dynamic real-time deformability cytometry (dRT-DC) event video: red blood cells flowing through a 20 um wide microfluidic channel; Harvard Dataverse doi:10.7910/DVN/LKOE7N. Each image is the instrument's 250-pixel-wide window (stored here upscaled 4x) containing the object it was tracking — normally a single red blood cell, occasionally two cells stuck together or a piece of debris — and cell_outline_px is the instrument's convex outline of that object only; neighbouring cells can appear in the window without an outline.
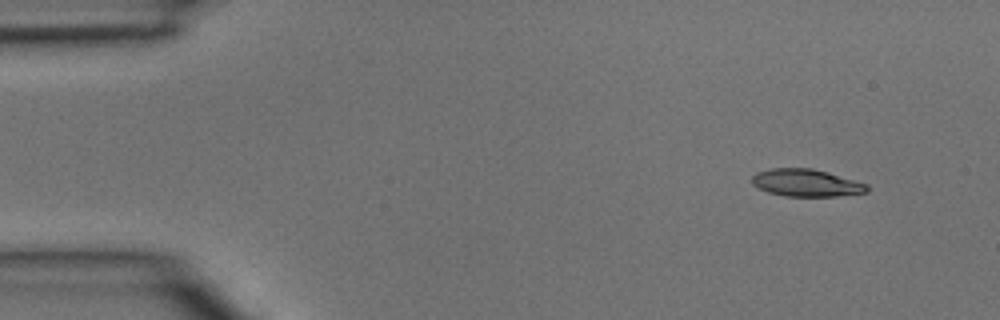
{"species": "common noctule bat (a hibernating species)", "species_latin": "Nyctalus noctula", "temperature_condition": "room temperature", "stored_images_in_passage": 2, "segment_of_instrument_passage": [2, 2], "camera_frame_rate_fps": 3000, "um_per_image_px": 0.085, "animal": {"sex": "male", "body_mass_g": 15.6}, "frame": {"image": 1, "passage_image": 2, "time_ms": 0.333, "image_size_px": [1000, 320], "cell_outline_px": [[868, 192], [836, 196], [784, 196], [768, 192], [752, 184], [752, 176], [756, 172], [772, 168], [812, 168], [868, 184]], "centroid_in_image_um": [68.51, 15.54], "position_along_channel_um": 16.5, "area_um2": 18.21}}